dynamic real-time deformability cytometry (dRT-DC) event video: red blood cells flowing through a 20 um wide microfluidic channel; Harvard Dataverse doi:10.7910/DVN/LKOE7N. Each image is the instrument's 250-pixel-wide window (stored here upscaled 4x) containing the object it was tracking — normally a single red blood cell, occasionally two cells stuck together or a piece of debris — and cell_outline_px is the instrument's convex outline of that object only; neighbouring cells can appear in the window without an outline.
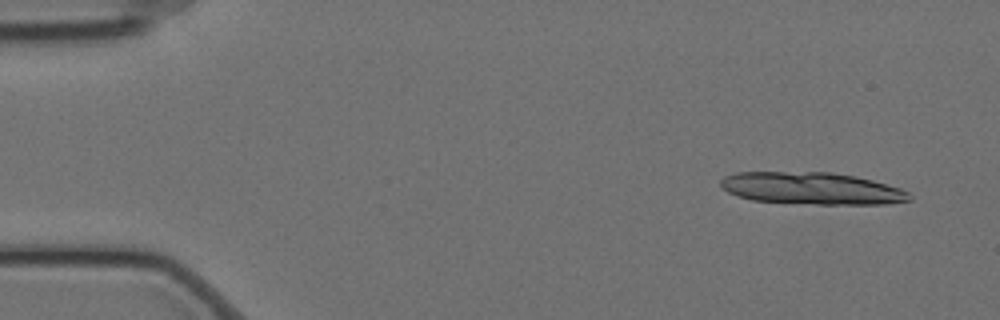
{"species": "Egyptian fruit bat (a non-hibernating species)", "species_latin": "Rousettus aegyptiacus", "temperature_condition": "cold", "stored_images_in_passage": 13, "camera_frame_rate_fps": 3000, "um_per_image_px": 0.085, "animal": {"sex": "female"}, "frame": {"image": 1, "passage_image": 1, "time_ms": 0.0, "image_size_px": [1000, 320], "cell_outline_px": [[912, 200], [884, 204], [816, 204], [752, 200], [736, 196], [728, 192], [720, 184], [720, 180], [724, 176], [736, 172], [832, 172], [856, 176], [872, 180], [900, 188], [908, 192], [912, 196]], "centroid_in_image_um": [69.0, 16.01], "position_along_channel_um": 16.0, "area_um2": 35.37}}
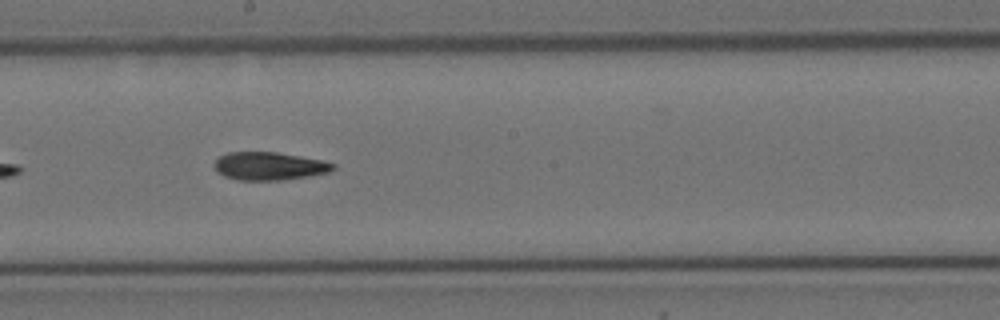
{"frame": {"image": 2, "passage_image": 8, "time_ms": 2.333, "image_size_px": [1000, 320], "cell_outline_px": [[336, 168], [328, 172], [308, 176], [284, 180], [236, 180], [224, 176], [216, 172], [212, 164], [220, 156], [228, 152], [276, 152], [300, 156], [320, 160], [336, 164]], "centroid_in_image_um": [22.84, 14.12], "position_along_channel_um": 225.4, "area_um2": 19.48}}
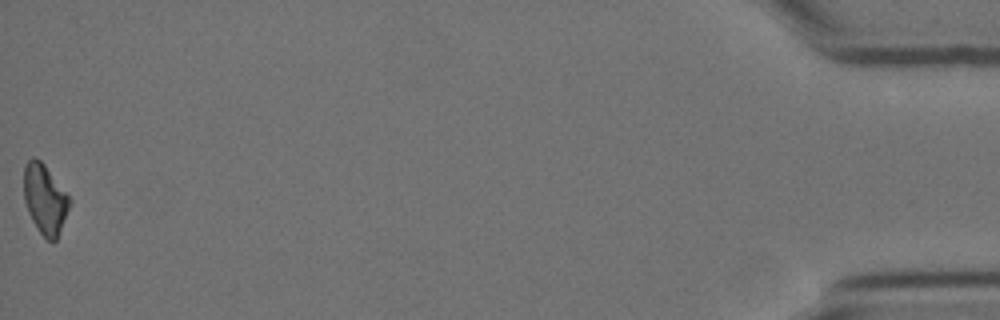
{"frame": {"image": 3, "passage_image": 13, "time_ms": 4.0, "image_size_px": [1000, 320], "cell_outline_px": [[72, 200], [56, 240], [52, 244], [40, 232], [32, 220], [28, 212], [24, 200], [24, 164], [32, 156], [40, 160], [44, 164]], "centroid_in_image_um": [3.81, 16.92], "position_along_channel_um": 431.4, "area_um2": 18.44}}